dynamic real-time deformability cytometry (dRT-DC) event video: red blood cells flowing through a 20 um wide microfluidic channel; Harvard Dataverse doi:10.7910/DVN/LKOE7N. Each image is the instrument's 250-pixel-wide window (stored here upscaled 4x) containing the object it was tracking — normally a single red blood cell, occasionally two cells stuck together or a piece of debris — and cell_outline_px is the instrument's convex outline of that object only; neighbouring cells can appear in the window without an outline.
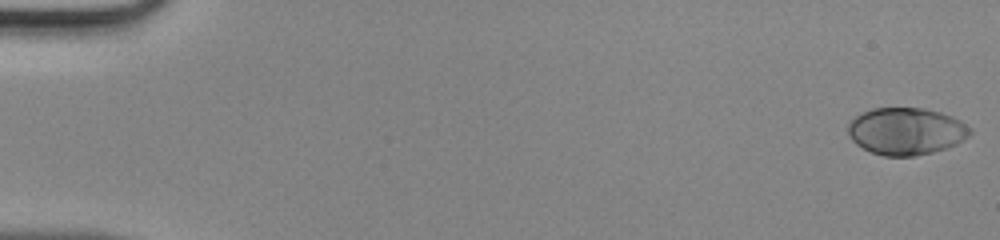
{"species": "human", "species_latin": "Homo sapiens", "temperature_condition": "room temperature", "stored_images_in_passage": 48, "camera_frame_rate_fps": 3000, "um_per_image_px": 0.085, "donor": {"sex": "male"}, "frame": {"image": 1, "passage_image": 1, "time_ms": 0.0, "image_size_px": [1000, 240], "cell_outline_px": [[972, 132], [964, 140], [956, 144], [932, 152], [912, 156], [884, 156], [872, 152], [856, 144], [852, 140], [848, 132], [848, 124], [856, 116], [872, 108], [924, 108], [940, 112], [952, 116], [960, 120], [972, 128]], "centroid_in_image_um": [77.04, 11.15], "position_along_channel_um": 8.0, "area_um2": 33.41}}
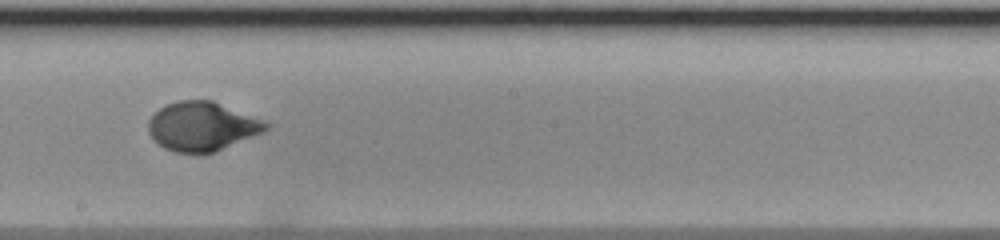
{"frame": {"image": 2, "passage_image": 28, "time_ms": 9.0, "image_size_px": [1000, 240], "cell_outline_px": [[272, 124], [264, 132], [216, 152], [176, 152], [164, 148], [152, 140], [148, 132], [148, 120], [160, 108], [168, 104], [180, 100], [212, 100], [264, 120]], "centroid_in_image_um": [17.19, 10.74], "position_along_channel_um": 231.0, "area_um2": 33.64}}
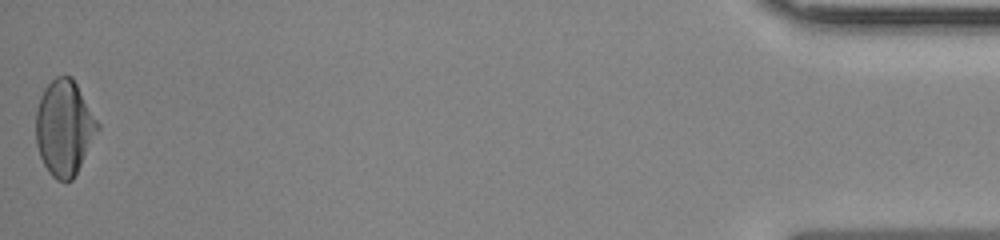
{"frame": {"image": 3, "passage_image": 48, "time_ms": 15.667, "image_size_px": [1000, 240], "cell_outline_px": [[100, 128], [72, 180], [64, 184], [56, 180], [48, 172], [40, 156], [36, 144], [36, 112], [40, 96], [44, 88], [56, 76], [72, 76], [100, 124]], "centroid_in_image_um": [5.46, 10.87], "position_along_channel_um": 429.7, "area_um2": 34.39}}